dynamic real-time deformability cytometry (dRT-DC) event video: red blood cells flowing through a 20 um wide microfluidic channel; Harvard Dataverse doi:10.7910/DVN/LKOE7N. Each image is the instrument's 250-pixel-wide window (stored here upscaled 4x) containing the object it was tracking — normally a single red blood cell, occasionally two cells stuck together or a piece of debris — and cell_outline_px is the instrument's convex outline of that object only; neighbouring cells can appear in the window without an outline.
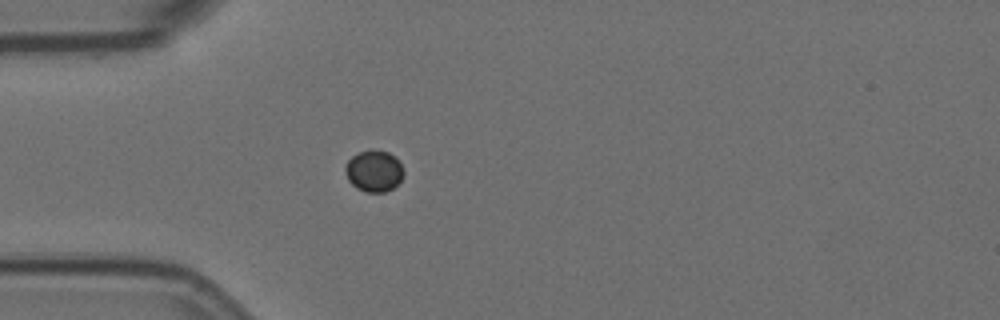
{"species": "Egyptian fruit bat (a non-hibernating species)", "species_latin": "Rousettus aegyptiacus", "temperature_condition": "room temperature", "stored_images_in_passage": 2, "camera_frame_rate_fps": 3000, "um_per_image_px": 0.085, "animal": {"sex": "female"}, "frame": {"image": 1, "passage_image": 1, "time_ms": 0.0, "image_size_px": [1000, 320], "cell_outline_px": [[404, 176], [392, 188], [384, 192], [364, 192], [356, 188], [348, 180], [344, 168], [348, 160], [352, 156], [360, 152], [372, 148], [376, 148], [388, 152], [396, 156], [404, 172]], "centroid_in_image_um": [31.78, 14.51], "position_along_channel_um": 53.2, "area_um2": 14.28}}